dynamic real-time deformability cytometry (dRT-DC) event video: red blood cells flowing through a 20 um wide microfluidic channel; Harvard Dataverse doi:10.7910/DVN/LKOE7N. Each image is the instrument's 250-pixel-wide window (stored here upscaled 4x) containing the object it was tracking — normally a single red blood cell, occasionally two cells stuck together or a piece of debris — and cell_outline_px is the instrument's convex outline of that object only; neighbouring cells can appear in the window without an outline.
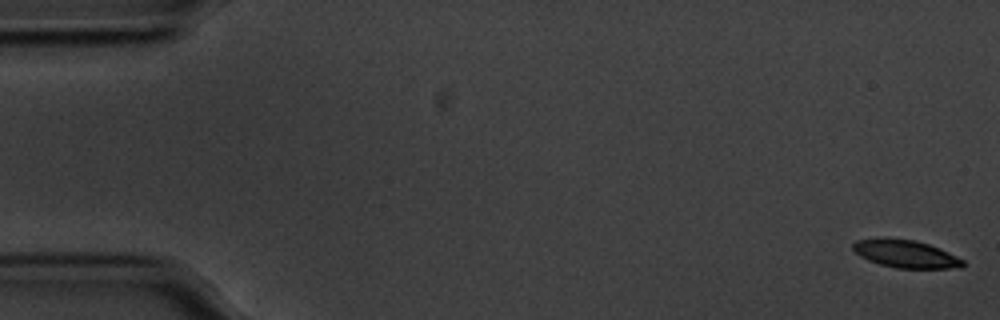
{"species": "common noctule bat (a hibernating species)", "species_latin": "Nyctalus noctula", "temperature_condition": "cold", "stored_images_in_passage": 58, "camera_frame_rate_fps": 3000, "um_per_image_px": 0.085, "animal": {"sex": "male", "body_mass_g": 20.1, "forearm_length_mm": 53.5}, "frame": {"image": 1, "passage_image": 1, "time_ms": 0.0, "image_size_px": [1000, 320], "cell_outline_px": [[964, 264], [960, 268], [896, 268], [880, 264], [868, 260], [860, 256], [852, 248], [852, 244], [856, 240], [880, 236], [888, 236], [916, 240], [940, 248], [964, 260]], "centroid_in_image_um": [76.93, 21.54], "position_along_channel_um": 8.1, "area_um2": 18.15}}
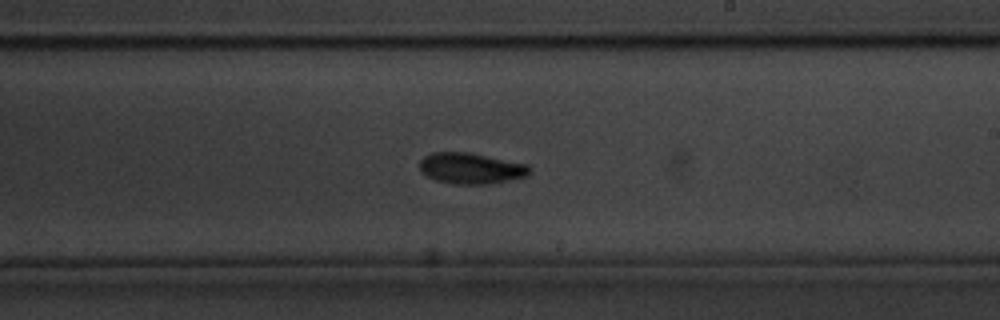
{"frame": {"image": 2, "passage_image": 33, "time_ms": 10.667, "image_size_px": [1000, 320], "cell_outline_px": [[532, 172], [528, 176], [484, 184], [456, 184], [436, 180], [420, 172], [420, 160], [424, 156], [432, 152], [468, 152], [528, 164], [532, 168]], "centroid_in_image_um": [40.04, 14.3], "position_along_channel_um": 249.0, "area_um2": 19.83}}
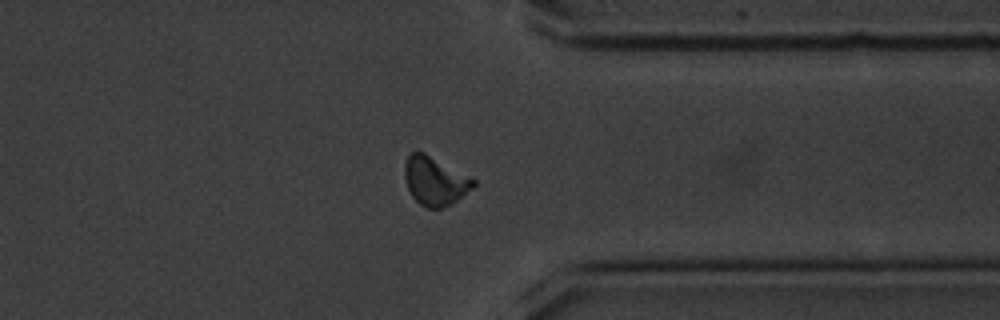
{"frame": {"image": 3, "passage_image": 44, "time_ms": 14.333, "image_size_px": [1000, 320], "cell_outline_px": [[476, 184], [472, 188], [452, 204], [440, 208], [424, 208], [412, 196], [408, 188], [404, 176], [404, 164], [408, 156], [412, 152], [424, 152], [476, 180]], "centroid_in_image_um": [36.95, 15.39], "position_along_channel_um": 374.4, "area_um2": 19.31}, "authors_computed_cell_mechanics": {"area_um2": 18.6694, "velocity_mm_per_s": 3.5213, "shape_relaxation_time_tau1_ms": 2.7986, "shape_relaxation_time_tau2_ms": 7.2442, "deformation_change_tau1": 0.1088, "deformation_change_tau2": 0.136}}